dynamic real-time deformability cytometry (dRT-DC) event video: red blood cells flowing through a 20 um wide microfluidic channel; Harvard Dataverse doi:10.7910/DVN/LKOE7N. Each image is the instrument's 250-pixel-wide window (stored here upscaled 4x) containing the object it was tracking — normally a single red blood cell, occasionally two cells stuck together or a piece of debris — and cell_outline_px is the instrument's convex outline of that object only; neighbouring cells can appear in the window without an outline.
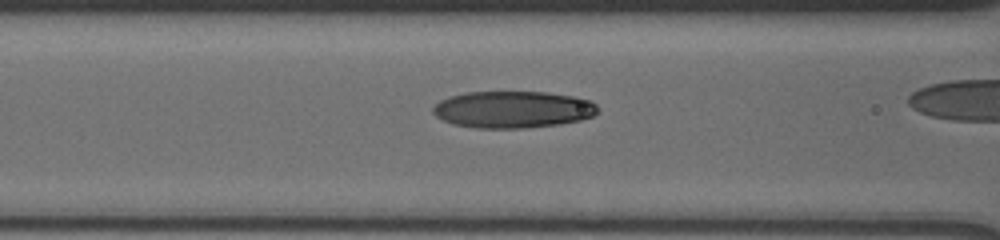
{"species": "human", "species_latin": "Homo sapiens", "temperature_condition": "cold", "stored_images_in_passage": 10, "camera_frame_rate_fps": 3000, "um_per_image_px": 0.085, "donor": {"sex": "male"}, "frame": {"image": 1, "passage_image": 7, "time_ms": 2.333, "image_size_px": [1000, 240], "cell_outline_px": [[596, 112], [592, 116], [580, 120], [560, 124], [524, 128], [476, 128], [452, 124], [436, 116], [432, 112], [432, 108], [440, 100], [464, 92], [548, 92], [576, 96], [588, 100], [596, 104]], "centroid_in_image_um": [43.58, 9.3], "position_along_channel_um": 123.0, "area_um2": 35.43}}
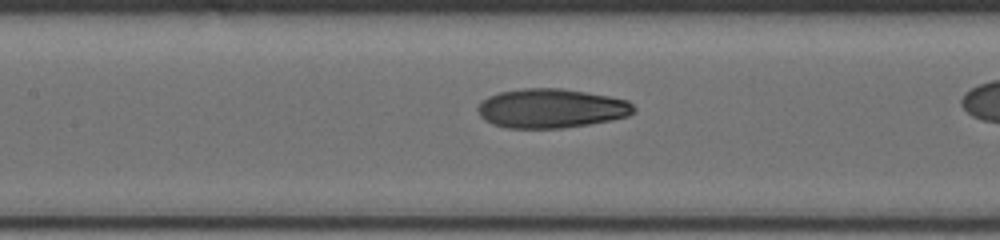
{"frame": {"image": 2, "passage_image": 9, "time_ms": 3.333, "image_size_px": [1000, 240], "cell_outline_px": [[636, 108], [628, 116], [612, 120], [588, 124], [560, 128], [508, 128], [492, 124], [480, 116], [476, 108], [488, 96], [500, 92], [524, 88], [560, 88], [608, 96], [628, 100]], "centroid_in_image_um": [46.84, 9.21], "position_along_channel_um": 160.6, "area_um2": 35.49}}